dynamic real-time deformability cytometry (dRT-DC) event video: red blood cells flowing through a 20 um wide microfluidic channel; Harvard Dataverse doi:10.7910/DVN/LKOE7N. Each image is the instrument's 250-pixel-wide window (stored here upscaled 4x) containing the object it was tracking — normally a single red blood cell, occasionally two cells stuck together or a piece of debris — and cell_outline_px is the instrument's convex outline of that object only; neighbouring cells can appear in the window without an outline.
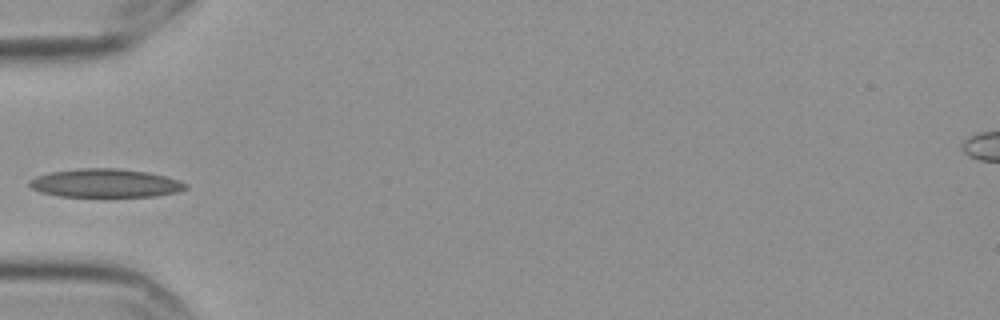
{"species": "Egyptian fruit bat (a non-hibernating species)", "species_latin": "Rousettus aegyptiacus", "temperature_condition": "cold", "stored_images_in_passage": 6, "camera_frame_rate_fps": 3000, "um_per_image_px": 0.085, "frame": {"image": 1, "passage_image": 6, "time_ms": 1.667, "image_size_px": [1000, 320], "cell_outline_px": [[188, 188], [176, 192], [156, 196], [108, 200], [60, 196], [40, 192], [32, 188], [28, 184], [28, 180], [36, 176], [52, 172], [80, 168], [116, 168], [148, 172], [180, 180], [188, 184]], "centroid_in_image_um": [8.97, 15.62], "position_along_channel_um": 76.0, "area_um2": 27.22}}